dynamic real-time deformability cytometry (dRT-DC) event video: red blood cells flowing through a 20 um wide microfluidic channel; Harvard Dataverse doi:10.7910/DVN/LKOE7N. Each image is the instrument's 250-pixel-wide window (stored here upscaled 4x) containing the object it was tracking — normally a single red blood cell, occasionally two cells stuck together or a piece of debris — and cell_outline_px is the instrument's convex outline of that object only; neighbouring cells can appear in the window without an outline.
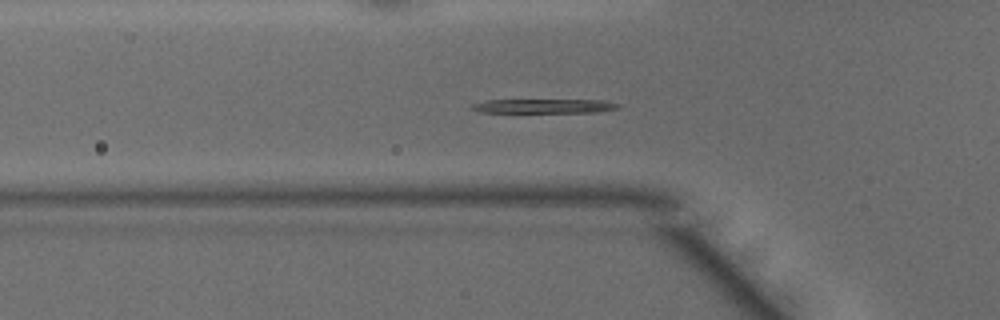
{"species": "common noctule bat (a hibernating species)", "species_latin": "Nyctalus noctula", "temperature_condition": "warm", "stored_images_in_passage": 40, "camera_frame_rate_fps": 3000, "um_per_image_px": 0.085, "animal": {"sex": "male", "body_mass_g": 15.6}, "frame": {"image": 1, "passage_image": 7, "time_ms": 2.0, "image_size_px": [1000, 320], "cell_outline_px": [[620, 108], [596, 112], [480, 112], [468, 108], [472, 104], [484, 100], [604, 100], [620, 104]], "centroid_in_image_um": [46.22, 9.01], "position_along_channel_um": 79.6, "area_um2": 12.08}}
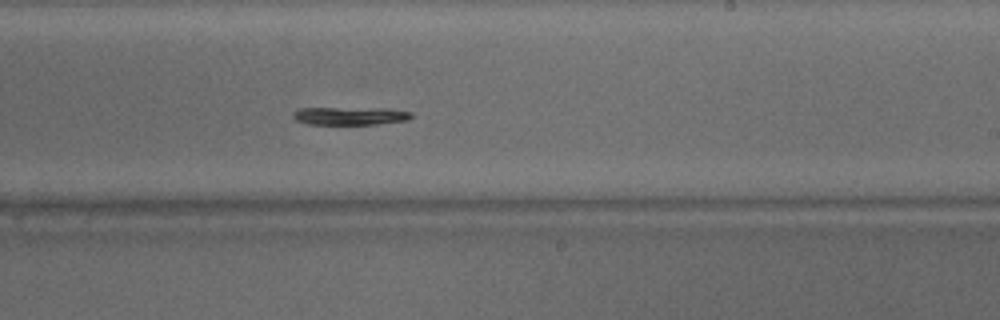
{"frame": {"image": 2, "passage_image": 20, "time_ms": 6.333, "image_size_px": [1000, 320], "cell_outline_px": [[412, 116], [408, 120], [376, 124], [308, 124], [296, 120], [292, 116], [292, 112], [296, 108], [388, 108], [412, 112]], "centroid_in_image_um": [29.74, 9.84], "position_along_channel_um": 259.3, "area_um2": 12.48}}
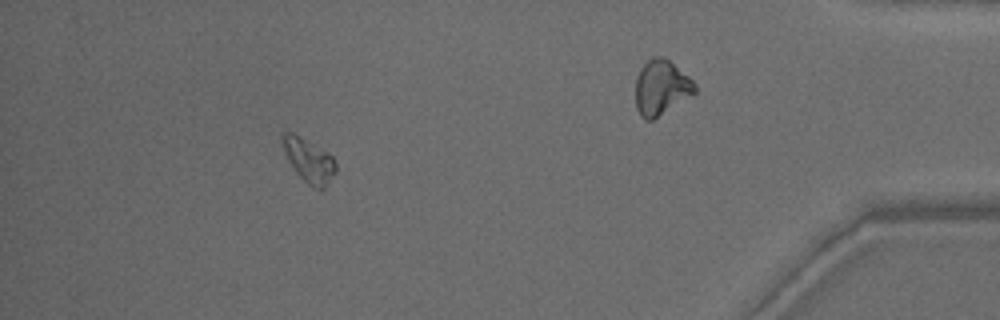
{"frame": {"image": 3, "passage_image": 35, "time_ms": 11.333, "image_size_px": [1000, 320], "cell_outline_px": [[336, 172], [324, 188], [320, 192], [312, 188], [296, 172], [288, 160], [284, 152], [280, 140], [280, 132], [292, 132], [300, 136], [328, 152], [332, 156], [336, 164]], "centroid_in_image_um": [26.23, 13.63], "position_along_channel_um": 409.0, "area_um2": 13.81}, "authors_computed_cell_mechanics": {"area_um2": 13.2362, "velocity_mm_per_s": 4.1347, "shape_relaxation_time_tau1_ms": 2.8344, "shape_relaxation_time_tau2_ms": null, "deformation_change_tau1": 0.1829, "deformation_change_tau2": null}}